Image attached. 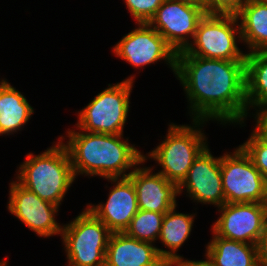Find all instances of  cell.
<instances>
[{
	"mask_svg": "<svg viewBox=\"0 0 267 266\" xmlns=\"http://www.w3.org/2000/svg\"><path fill=\"white\" fill-rule=\"evenodd\" d=\"M248 114L254 117L267 107V50L247 53L245 60ZM255 109V113H250Z\"/></svg>",
	"mask_w": 267,
	"mask_h": 266,
	"instance_id": "44dd1931",
	"label": "cell"
},
{
	"mask_svg": "<svg viewBox=\"0 0 267 266\" xmlns=\"http://www.w3.org/2000/svg\"><path fill=\"white\" fill-rule=\"evenodd\" d=\"M240 146L267 180V133L255 123L249 138Z\"/></svg>",
	"mask_w": 267,
	"mask_h": 266,
	"instance_id": "603a6c76",
	"label": "cell"
},
{
	"mask_svg": "<svg viewBox=\"0 0 267 266\" xmlns=\"http://www.w3.org/2000/svg\"><path fill=\"white\" fill-rule=\"evenodd\" d=\"M209 121L192 119L190 124L170 123L163 141L153 150L143 155V159H152L167 180L179 186L186 178L195 158L208 145L203 127ZM203 130V131H202Z\"/></svg>",
	"mask_w": 267,
	"mask_h": 266,
	"instance_id": "277c9868",
	"label": "cell"
},
{
	"mask_svg": "<svg viewBox=\"0 0 267 266\" xmlns=\"http://www.w3.org/2000/svg\"><path fill=\"white\" fill-rule=\"evenodd\" d=\"M1 81H0V88L8 81L6 78H0Z\"/></svg>",
	"mask_w": 267,
	"mask_h": 266,
	"instance_id": "4dcf8cb0",
	"label": "cell"
},
{
	"mask_svg": "<svg viewBox=\"0 0 267 266\" xmlns=\"http://www.w3.org/2000/svg\"><path fill=\"white\" fill-rule=\"evenodd\" d=\"M106 180L113 184V188H109L106 202L86 204V208L99 218L112 233L124 232L139 210L135 187L128 177L106 178Z\"/></svg>",
	"mask_w": 267,
	"mask_h": 266,
	"instance_id": "5bb4252c",
	"label": "cell"
},
{
	"mask_svg": "<svg viewBox=\"0 0 267 266\" xmlns=\"http://www.w3.org/2000/svg\"><path fill=\"white\" fill-rule=\"evenodd\" d=\"M164 215L165 213L138 210L124 233L154 244L159 239Z\"/></svg>",
	"mask_w": 267,
	"mask_h": 266,
	"instance_id": "7402d4cb",
	"label": "cell"
},
{
	"mask_svg": "<svg viewBox=\"0 0 267 266\" xmlns=\"http://www.w3.org/2000/svg\"><path fill=\"white\" fill-rule=\"evenodd\" d=\"M8 256L0 260V266H8Z\"/></svg>",
	"mask_w": 267,
	"mask_h": 266,
	"instance_id": "f546056e",
	"label": "cell"
},
{
	"mask_svg": "<svg viewBox=\"0 0 267 266\" xmlns=\"http://www.w3.org/2000/svg\"><path fill=\"white\" fill-rule=\"evenodd\" d=\"M25 158L17 167L15 180L41 199L60 207L76 179L66 146L58 138L57 143L53 142L42 153L30 152Z\"/></svg>",
	"mask_w": 267,
	"mask_h": 266,
	"instance_id": "3957f363",
	"label": "cell"
},
{
	"mask_svg": "<svg viewBox=\"0 0 267 266\" xmlns=\"http://www.w3.org/2000/svg\"><path fill=\"white\" fill-rule=\"evenodd\" d=\"M208 146L195 158L186 178L178 186V193L180 196L185 190L186 193L184 192V194L193 202L214 205L219 208L225 204L221 177V156H213Z\"/></svg>",
	"mask_w": 267,
	"mask_h": 266,
	"instance_id": "4fadbf2b",
	"label": "cell"
},
{
	"mask_svg": "<svg viewBox=\"0 0 267 266\" xmlns=\"http://www.w3.org/2000/svg\"><path fill=\"white\" fill-rule=\"evenodd\" d=\"M157 246L129 237L124 232L111 233L105 257V266H165Z\"/></svg>",
	"mask_w": 267,
	"mask_h": 266,
	"instance_id": "2e32d148",
	"label": "cell"
},
{
	"mask_svg": "<svg viewBox=\"0 0 267 266\" xmlns=\"http://www.w3.org/2000/svg\"><path fill=\"white\" fill-rule=\"evenodd\" d=\"M76 130L68 128L66 135L59 136L69 152L75 177L126 178L144 160V153L129 143V137L124 139V134Z\"/></svg>",
	"mask_w": 267,
	"mask_h": 266,
	"instance_id": "7a4b0ae2",
	"label": "cell"
},
{
	"mask_svg": "<svg viewBox=\"0 0 267 266\" xmlns=\"http://www.w3.org/2000/svg\"><path fill=\"white\" fill-rule=\"evenodd\" d=\"M256 1H260V2H267V0H256Z\"/></svg>",
	"mask_w": 267,
	"mask_h": 266,
	"instance_id": "1f68e13d",
	"label": "cell"
},
{
	"mask_svg": "<svg viewBox=\"0 0 267 266\" xmlns=\"http://www.w3.org/2000/svg\"><path fill=\"white\" fill-rule=\"evenodd\" d=\"M128 34L113 46L114 55L136 69L164 61L175 75L176 52L149 23H136Z\"/></svg>",
	"mask_w": 267,
	"mask_h": 266,
	"instance_id": "9c48e42d",
	"label": "cell"
},
{
	"mask_svg": "<svg viewBox=\"0 0 267 266\" xmlns=\"http://www.w3.org/2000/svg\"><path fill=\"white\" fill-rule=\"evenodd\" d=\"M175 77L184 89L191 119L245 126V61L176 55Z\"/></svg>",
	"mask_w": 267,
	"mask_h": 266,
	"instance_id": "6da1fadb",
	"label": "cell"
},
{
	"mask_svg": "<svg viewBox=\"0 0 267 266\" xmlns=\"http://www.w3.org/2000/svg\"><path fill=\"white\" fill-rule=\"evenodd\" d=\"M136 75L115 84H108L87 105L78 111L75 129L91 133L123 134L130 111V95Z\"/></svg>",
	"mask_w": 267,
	"mask_h": 266,
	"instance_id": "5b68a950",
	"label": "cell"
},
{
	"mask_svg": "<svg viewBox=\"0 0 267 266\" xmlns=\"http://www.w3.org/2000/svg\"><path fill=\"white\" fill-rule=\"evenodd\" d=\"M211 232L229 240L257 245L267 224V203H225Z\"/></svg>",
	"mask_w": 267,
	"mask_h": 266,
	"instance_id": "30bf717a",
	"label": "cell"
},
{
	"mask_svg": "<svg viewBox=\"0 0 267 266\" xmlns=\"http://www.w3.org/2000/svg\"><path fill=\"white\" fill-rule=\"evenodd\" d=\"M247 0H206V13L236 14Z\"/></svg>",
	"mask_w": 267,
	"mask_h": 266,
	"instance_id": "d4e9b609",
	"label": "cell"
},
{
	"mask_svg": "<svg viewBox=\"0 0 267 266\" xmlns=\"http://www.w3.org/2000/svg\"><path fill=\"white\" fill-rule=\"evenodd\" d=\"M178 1H182L197 6L199 8H202L206 12V0H178Z\"/></svg>",
	"mask_w": 267,
	"mask_h": 266,
	"instance_id": "f1b7e54d",
	"label": "cell"
},
{
	"mask_svg": "<svg viewBox=\"0 0 267 266\" xmlns=\"http://www.w3.org/2000/svg\"><path fill=\"white\" fill-rule=\"evenodd\" d=\"M176 207H172L164 215L159 242L167 249L157 247L159 256L165 261L181 258L178 250L189 239L191 235L194 219L197 214H185L177 212Z\"/></svg>",
	"mask_w": 267,
	"mask_h": 266,
	"instance_id": "ffe728a7",
	"label": "cell"
},
{
	"mask_svg": "<svg viewBox=\"0 0 267 266\" xmlns=\"http://www.w3.org/2000/svg\"><path fill=\"white\" fill-rule=\"evenodd\" d=\"M7 209L38 237L50 238L61 235L63 223L59 224V206L41 199L16 180L9 183Z\"/></svg>",
	"mask_w": 267,
	"mask_h": 266,
	"instance_id": "8fae6325",
	"label": "cell"
},
{
	"mask_svg": "<svg viewBox=\"0 0 267 266\" xmlns=\"http://www.w3.org/2000/svg\"><path fill=\"white\" fill-rule=\"evenodd\" d=\"M146 162L143 160L128 176L136 190L138 209L166 213L178 205V186L162 174L155 173L154 166L145 167L143 164Z\"/></svg>",
	"mask_w": 267,
	"mask_h": 266,
	"instance_id": "9a60e30c",
	"label": "cell"
},
{
	"mask_svg": "<svg viewBox=\"0 0 267 266\" xmlns=\"http://www.w3.org/2000/svg\"><path fill=\"white\" fill-rule=\"evenodd\" d=\"M255 121L267 133V107L261 110L255 117Z\"/></svg>",
	"mask_w": 267,
	"mask_h": 266,
	"instance_id": "83f0119b",
	"label": "cell"
},
{
	"mask_svg": "<svg viewBox=\"0 0 267 266\" xmlns=\"http://www.w3.org/2000/svg\"><path fill=\"white\" fill-rule=\"evenodd\" d=\"M212 234V239L205 246V257L213 266H260L257 245Z\"/></svg>",
	"mask_w": 267,
	"mask_h": 266,
	"instance_id": "e0dca14e",
	"label": "cell"
},
{
	"mask_svg": "<svg viewBox=\"0 0 267 266\" xmlns=\"http://www.w3.org/2000/svg\"><path fill=\"white\" fill-rule=\"evenodd\" d=\"M260 266H267V224L257 244Z\"/></svg>",
	"mask_w": 267,
	"mask_h": 266,
	"instance_id": "4316f807",
	"label": "cell"
},
{
	"mask_svg": "<svg viewBox=\"0 0 267 266\" xmlns=\"http://www.w3.org/2000/svg\"><path fill=\"white\" fill-rule=\"evenodd\" d=\"M34 108L9 81L0 88V136L21 131L30 121Z\"/></svg>",
	"mask_w": 267,
	"mask_h": 266,
	"instance_id": "ac0fdd59",
	"label": "cell"
},
{
	"mask_svg": "<svg viewBox=\"0 0 267 266\" xmlns=\"http://www.w3.org/2000/svg\"><path fill=\"white\" fill-rule=\"evenodd\" d=\"M136 23H149L164 0H123Z\"/></svg>",
	"mask_w": 267,
	"mask_h": 266,
	"instance_id": "cb8c5ba5",
	"label": "cell"
},
{
	"mask_svg": "<svg viewBox=\"0 0 267 266\" xmlns=\"http://www.w3.org/2000/svg\"><path fill=\"white\" fill-rule=\"evenodd\" d=\"M206 260H188L182 256L178 259H172L166 262L167 266H213L212 262L206 257Z\"/></svg>",
	"mask_w": 267,
	"mask_h": 266,
	"instance_id": "484cf974",
	"label": "cell"
},
{
	"mask_svg": "<svg viewBox=\"0 0 267 266\" xmlns=\"http://www.w3.org/2000/svg\"><path fill=\"white\" fill-rule=\"evenodd\" d=\"M236 15L247 53L267 50V2L247 0Z\"/></svg>",
	"mask_w": 267,
	"mask_h": 266,
	"instance_id": "d6986e66",
	"label": "cell"
},
{
	"mask_svg": "<svg viewBox=\"0 0 267 266\" xmlns=\"http://www.w3.org/2000/svg\"><path fill=\"white\" fill-rule=\"evenodd\" d=\"M225 203H267V180L239 145L221 156Z\"/></svg>",
	"mask_w": 267,
	"mask_h": 266,
	"instance_id": "ba28073f",
	"label": "cell"
},
{
	"mask_svg": "<svg viewBox=\"0 0 267 266\" xmlns=\"http://www.w3.org/2000/svg\"><path fill=\"white\" fill-rule=\"evenodd\" d=\"M205 14L197 6L178 0H164L149 24L177 54L191 44L198 23Z\"/></svg>",
	"mask_w": 267,
	"mask_h": 266,
	"instance_id": "7c38bea8",
	"label": "cell"
},
{
	"mask_svg": "<svg viewBox=\"0 0 267 266\" xmlns=\"http://www.w3.org/2000/svg\"><path fill=\"white\" fill-rule=\"evenodd\" d=\"M242 43L236 14L206 13L199 21L195 36L185 51L177 55L245 61L247 52L238 47Z\"/></svg>",
	"mask_w": 267,
	"mask_h": 266,
	"instance_id": "8992f818",
	"label": "cell"
},
{
	"mask_svg": "<svg viewBox=\"0 0 267 266\" xmlns=\"http://www.w3.org/2000/svg\"><path fill=\"white\" fill-rule=\"evenodd\" d=\"M111 231L86 207L62 227L67 266H105Z\"/></svg>",
	"mask_w": 267,
	"mask_h": 266,
	"instance_id": "52a82bcc",
	"label": "cell"
}]
</instances>
